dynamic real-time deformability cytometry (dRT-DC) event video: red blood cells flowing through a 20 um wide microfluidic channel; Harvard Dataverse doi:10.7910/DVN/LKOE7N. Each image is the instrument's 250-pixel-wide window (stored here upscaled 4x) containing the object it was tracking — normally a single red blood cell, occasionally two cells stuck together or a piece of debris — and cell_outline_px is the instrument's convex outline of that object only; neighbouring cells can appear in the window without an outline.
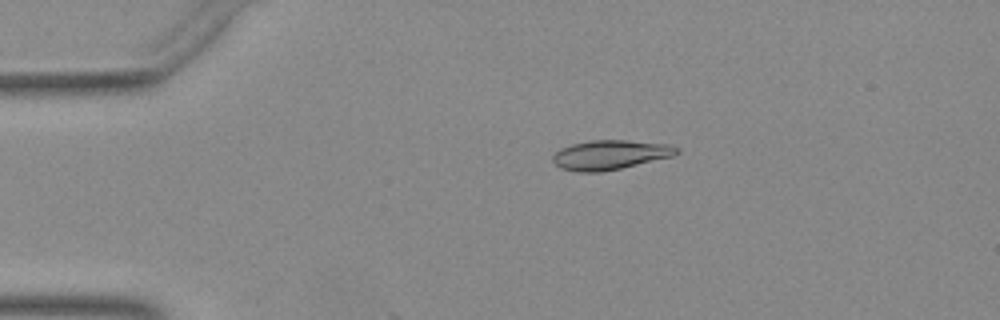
{"species": "Egyptian fruit bat (a non-hibernating species)", "species_latin": "Rousettus aegyptiacus", "temperature_condition": "warm", "stored_images_in_passage": 16, "camera_frame_rate_fps": 3000, "um_per_image_px": 0.085, "animal": {"sex": "female"}, "frame": {"image": 1, "passage_image": 1, "time_ms": 0.0, "image_size_px": [1000, 320], "cell_outline_px": [[680, 152], [672, 156], [620, 168], [600, 172], [576, 172], [560, 168], [552, 160], [552, 156], [560, 148], [572, 144], [592, 140], [624, 140], [668, 144], [680, 148]], "centroid_in_image_um": [51.84, 13.16], "position_along_channel_um": 33.2, "area_um2": 21.15}}
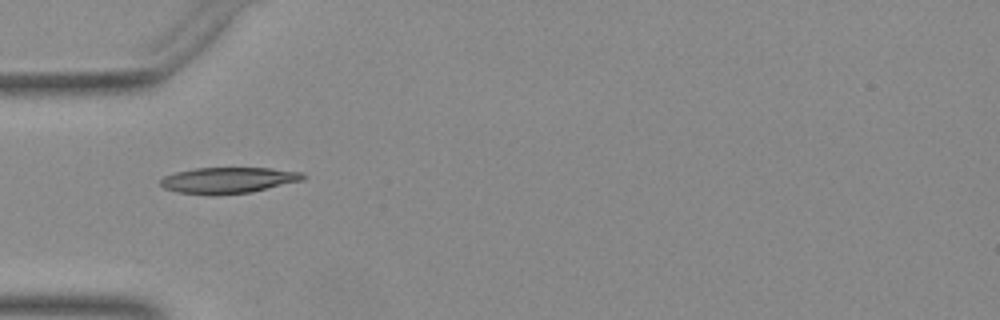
{"frame": {"image": 2, "passage_image": 7, "time_ms": 2.0, "image_size_px": [1000, 320], "cell_outline_px": [[304, 180], [252, 192], [216, 196], [208, 196], [176, 192], [164, 188], [160, 184], [160, 180], [164, 176], [176, 172], [196, 168], [272, 168], [304, 172]], "centroid_in_image_um": [19.4, 15.34], "position_along_channel_um": 65.6, "area_um2": 22.02}}
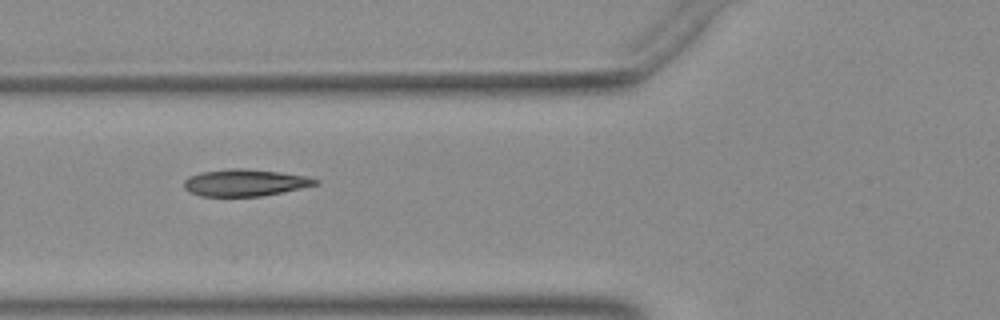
{"frame": {"image": 3, "passage_image": 10, "time_ms": 3.0, "image_size_px": [1000, 320], "cell_outline_px": [[320, 184], [260, 196], [200, 196], [188, 192], [184, 188], [184, 180], [188, 176], [200, 172], [232, 168], [244, 168], [276, 172], [304, 176], [320, 180]], "centroid_in_image_um": [20.76, 15.53], "position_along_channel_um": 105.0, "area_um2": 20.46}}